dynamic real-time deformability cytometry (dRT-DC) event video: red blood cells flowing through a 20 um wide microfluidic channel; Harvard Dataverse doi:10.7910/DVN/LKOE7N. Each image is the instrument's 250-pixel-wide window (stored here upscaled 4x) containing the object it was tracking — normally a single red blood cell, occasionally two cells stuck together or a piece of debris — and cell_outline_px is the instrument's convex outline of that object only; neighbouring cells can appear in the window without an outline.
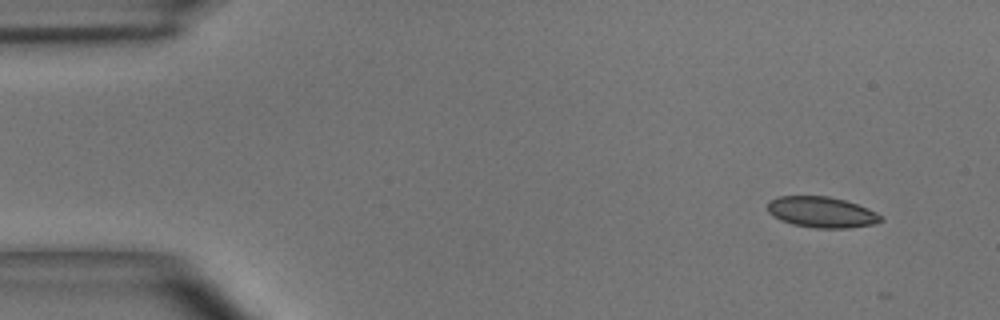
{"species": "common noctule bat (a hibernating species)", "species_latin": "Nyctalus noctula", "temperature_condition": "room temperature", "stored_images_in_passage": 3, "camera_frame_rate_fps": 3000, "um_per_image_px": 0.085, "animal": {"sex": "male", "body_mass_g": 15.6}, "frame": {"image": 1, "passage_image": 1, "time_ms": 0.0, "image_size_px": [1000, 320], "cell_outline_px": [[884, 220], [872, 224], [848, 228], [816, 228], [792, 224], [780, 220], [772, 216], [768, 212], [768, 200], [776, 196], [828, 196], [844, 200], [868, 208], [876, 212]], "centroid_in_image_um": [69.79, 18.03], "position_along_channel_um": 15.2, "area_um2": 20.4}}
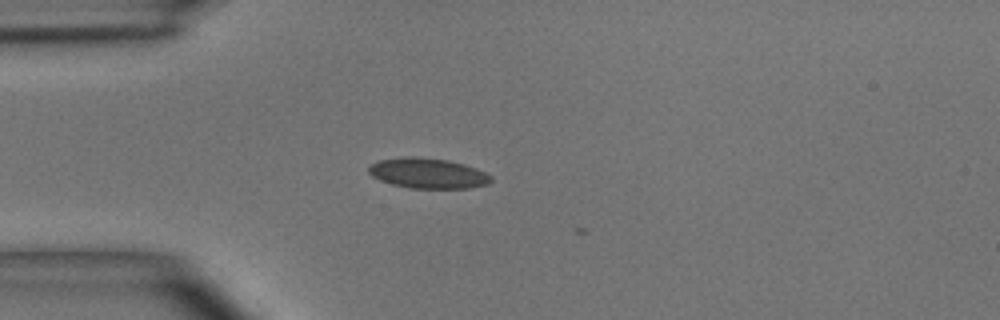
{"frame": {"image": 2, "passage_image": 3, "time_ms": 0.667, "image_size_px": [1000, 320], "cell_outline_px": [[492, 180], [488, 184], [468, 188], [408, 188], [392, 184], [380, 180], [372, 176], [368, 172], [368, 168], [372, 164], [380, 160], [404, 156], [412, 156], [448, 160], [464, 164], [476, 168], [492, 176]], "centroid_in_image_um": [36.37, 14.73], "position_along_channel_um": 48.6, "area_um2": 21.56}}